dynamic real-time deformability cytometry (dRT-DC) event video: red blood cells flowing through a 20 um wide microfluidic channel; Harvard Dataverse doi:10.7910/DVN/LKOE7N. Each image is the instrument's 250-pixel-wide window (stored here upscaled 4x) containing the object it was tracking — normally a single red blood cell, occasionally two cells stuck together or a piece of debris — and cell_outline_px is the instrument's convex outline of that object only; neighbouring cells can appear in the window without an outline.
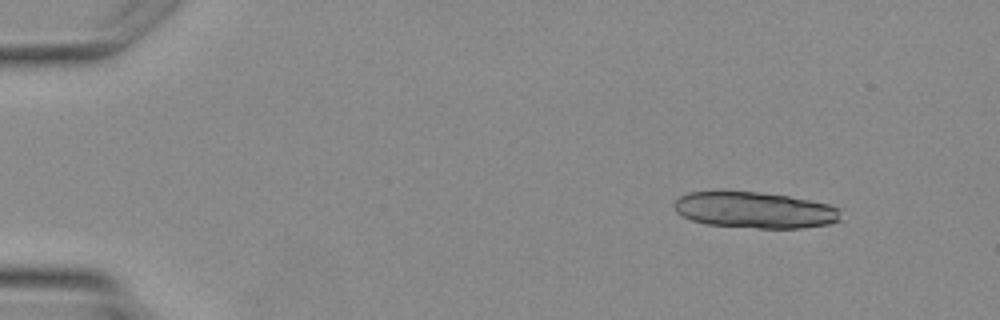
{"species": "Egyptian fruit bat (a non-hibernating species)", "species_latin": "Rousettus aegyptiacus", "temperature_condition": "warm", "stored_images_in_passage": 3, "camera_frame_rate_fps": 3000, "um_per_image_px": 0.085, "animal": {"sex": "female"}, "frame": {"image": 1, "passage_image": 1, "time_ms": 0.0, "image_size_px": [1000, 320], "cell_outline_px": [[840, 220], [828, 224], [800, 228], [756, 228], [708, 224], [692, 220], [676, 212], [676, 200], [680, 196], [688, 192], [760, 192], [788, 196], [828, 204], [840, 208]], "centroid_in_image_um": [64.19, 17.86], "position_along_channel_um": 20.8, "area_um2": 34.74}}